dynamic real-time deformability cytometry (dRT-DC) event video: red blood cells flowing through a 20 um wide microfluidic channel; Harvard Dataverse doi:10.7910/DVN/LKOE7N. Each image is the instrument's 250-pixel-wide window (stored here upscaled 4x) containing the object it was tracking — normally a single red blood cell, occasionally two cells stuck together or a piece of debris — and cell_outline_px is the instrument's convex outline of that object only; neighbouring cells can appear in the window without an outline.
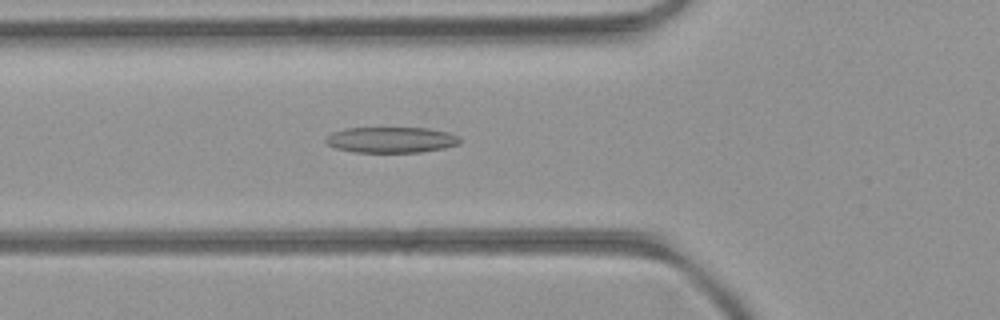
{"species": "common noctule bat (a hibernating species)", "species_latin": "Nyctalus noctula", "temperature_condition": "room temperature", "stored_images_in_passage": 42, "camera_frame_rate_fps": 3000, "um_per_image_px": 0.085, "animal": {"sex": "female", "body_mass_g": 21.9}, "frame": {"image": 1, "passage_image": 14, "time_ms": 4.333, "image_size_px": [1000, 320], "cell_outline_px": [[460, 144], [444, 148], [420, 152], [356, 152], [336, 148], [328, 144], [324, 140], [332, 132], [344, 128], [428, 128], [448, 132], [460, 136]], "centroid_in_image_um": [33.28, 11.88], "position_along_channel_um": 92.5, "area_um2": 20.17}}
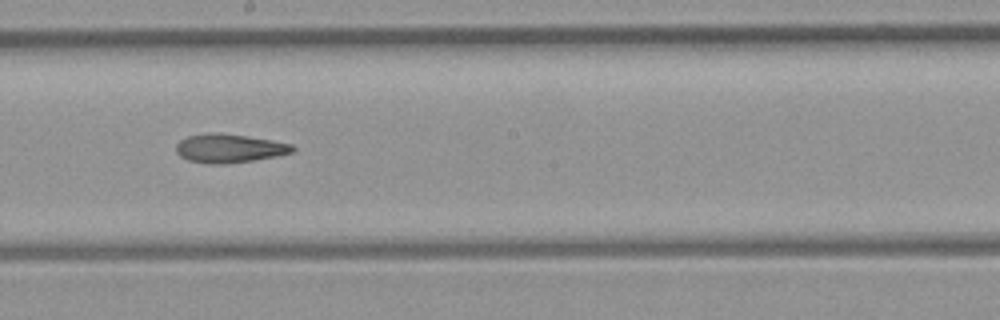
{"frame": {"image": 2, "passage_image": 24, "time_ms": 7.667, "image_size_px": [1000, 320], "cell_outline_px": [[296, 148], [292, 152], [276, 156], [252, 160], [224, 164], [208, 164], [188, 160], [180, 156], [176, 152], [176, 144], [180, 140], [188, 136], [212, 132], [220, 132], [272, 140], [292, 144]], "centroid_in_image_um": [19.47, 12.6], "position_along_channel_um": 228.7, "area_um2": 19.48}}
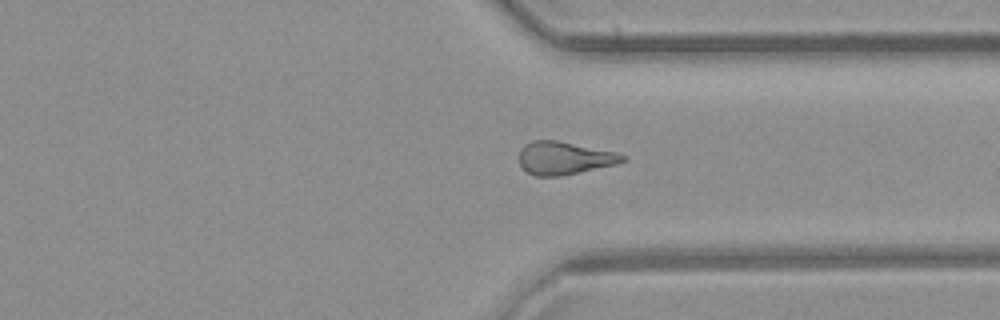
{"frame": {"image": 3, "passage_image": 34, "time_ms": 11.0, "image_size_px": [1000, 320], "cell_outline_px": [[628, 160], [616, 164], [560, 176], [536, 176], [528, 172], [520, 164], [520, 148], [524, 144], [532, 140], [556, 140], [616, 152], [628, 156]], "centroid_in_image_um": [47.98, 13.42], "position_along_channel_um": 363.4, "area_um2": 19.77}, "authors_computed_cell_mechanics": {"area_um2": 19.7098, "velocity_mm_per_s": 4.0617, "shape_relaxation_time_tau1_ms": null, "shape_relaxation_time_tau2_ms": 7.5522, "deformation_change_tau1": null, "deformation_change_tau2": 0.2183}}